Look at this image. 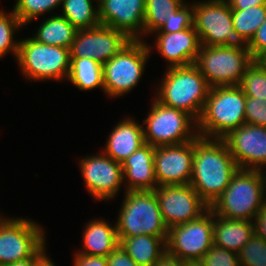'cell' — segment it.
I'll return each mask as SVG.
<instances>
[{"label":"cell","instance_id":"6da1fadb","mask_svg":"<svg viewBox=\"0 0 266 266\" xmlns=\"http://www.w3.org/2000/svg\"><path fill=\"white\" fill-rule=\"evenodd\" d=\"M238 169L223 139L198 136L194 140L190 185L209 206L225 191Z\"/></svg>","mask_w":266,"mask_h":266},{"label":"cell","instance_id":"7a4b0ae2","mask_svg":"<svg viewBox=\"0 0 266 266\" xmlns=\"http://www.w3.org/2000/svg\"><path fill=\"white\" fill-rule=\"evenodd\" d=\"M157 86L155 99L161 104L182 110L199 120L210 86L195 64L166 68Z\"/></svg>","mask_w":266,"mask_h":266},{"label":"cell","instance_id":"3957f363","mask_svg":"<svg viewBox=\"0 0 266 266\" xmlns=\"http://www.w3.org/2000/svg\"><path fill=\"white\" fill-rule=\"evenodd\" d=\"M246 96L236 86L210 87L202 114L197 121L198 136L224 138L246 123Z\"/></svg>","mask_w":266,"mask_h":266},{"label":"cell","instance_id":"277c9868","mask_svg":"<svg viewBox=\"0 0 266 266\" xmlns=\"http://www.w3.org/2000/svg\"><path fill=\"white\" fill-rule=\"evenodd\" d=\"M264 182L265 171L238 169L210 210L223 218L253 222L264 207Z\"/></svg>","mask_w":266,"mask_h":266},{"label":"cell","instance_id":"5b68a950","mask_svg":"<svg viewBox=\"0 0 266 266\" xmlns=\"http://www.w3.org/2000/svg\"><path fill=\"white\" fill-rule=\"evenodd\" d=\"M116 221L118 240L140 235L168 237L155 191H125Z\"/></svg>","mask_w":266,"mask_h":266},{"label":"cell","instance_id":"8992f818","mask_svg":"<svg viewBox=\"0 0 266 266\" xmlns=\"http://www.w3.org/2000/svg\"><path fill=\"white\" fill-rule=\"evenodd\" d=\"M255 59L246 44L200 46L195 65L210 87L239 85Z\"/></svg>","mask_w":266,"mask_h":266},{"label":"cell","instance_id":"52a82bcc","mask_svg":"<svg viewBox=\"0 0 266 266\" xmlns=\"http://www.w3.org/2000/svg\"><path fill=\"white\" fill-rule=\"evenodd\" d=\"M151 47L144 39L131 40L102 65L105 95L115 98L124 96L137 86L153 50Z\"/></svg>","mask_w":266,"mask_h":266},{"label":"cell","instance_id":"ba28073f","mask_svg":"<svg viewBox=\"0 0 266 266\" xmlns=\"http://www.w3.org/2000/svg\"><path fill=\"white\" fill-rule=\"evenodd\" d=\"M17 63L27 80L43 81L68 79L70 49L46 45L33 38L19 40Z\"/></svg>","mask_w":266,"mask_h":266},{"label":"cell","instance_id":"9c48e42d","mask_svg":"<svg viewBox=\"0 0 266 266\" xmlns=\"http://www.w3.org/2000/svg\"><path fill=\"white\" fill-rule=\"evenodd\" d=\"M152 103L147 118L143 120L145 143L153 147L176 145L198 137L197 121L191 115L167 107L155 98Z\"/></svg>","mask_w":266,"mask_h":266},{"label":"cell","instance_id":"30bf717a","mask_svg":"<svg viewBox=\"0 0 266 266\" xmlns=\"http://www.w3.org/2000/svg\"><path fill=\"white\" fill-rule=\"evenodd\" d=\"M44 233L32 219L0 215V266L32 257L46 243Z\"/></svg>","mask_w":266,"mask_h":266},{"label":"cell","instance_id":"8fae6325","mask_svg":"<svg viewBox=\"0 0 266 266\" xmlns=\"http://www.w3.org/2000/svg\"><path fill=\"white\" fill-rule=\"evenodd\" d=\"M193 26L203 46L237 45L232 10L226 0L193 2Z\"/></svg>","mask_w":266,"mask_h":266},{"label":"cell","instance_id":"7c38bea8","mask_svg":"<svg viewBox=\"0 0 266 266\" xmlns=\"http://www.w3.org/2000/svg\"><path fill=\"white\" fill-rule=\"evenodd\" d=\"M213 245V212L168 229L167 252L184 261H200Z\"/></svg>","mask_w":266,"mask_h":266},{"label":"cell","instance_id":"4fadbf2b","mask_svg":"<svg viewBox=\"0 0 266 266\" xmlns=\"http://www.w3.org/2000/svg\"><path fill=\"white\" fill-rule=\"evenodd\" d=\"M154 191L168 229L196 220L210 209L190 184L164 185Z\"/></svg>","mask_w":266,"mask_h":266},{"label":"cell","instance_id":"5bb4252c","mask_svg":"<svg viewBox=\"0 0 266 266\" xmlns=\"http://www.w3.org/2000/svg\"><path fill=\"white\" fill-rule=\"evenodd\" d=\"M130 41L125 33L102 24L78 29L70 48V58H88L103 65Z\"/></svg>","mask_w":266,"mask_h":266},{"label":"cell","instance_id":"9a60e30c","mask_svg":"<svg viewBox=\"0 0 266 266\" xmlns=\"http://www.w3.org/2000/svg\"><path fill=\"white\" fill-rule=\"evenodd\" d=\"M79 165L85 186L95 200H112L125 185L122 163L114 161L103 151L81 158Z\"/></svg>","mask_w":266,"mask_h":266},{"label":"cell","instance_id":"2e32d148","mask_svg":"<svg viewBox=\"0 0 266 266\" xmlns=\"http://www.w3.org/2000/svg\"><path fill=\"white\" fill-rule=\"evenodd\" d=\"M222 139L239 169L266 170V127L245 123Z\"/></svg>","mask_w":266,"mask_h":266},{"label":"cell","instance_id":"e0dca14e","mask_svg":"<svg viewBox=\"0 0 266 266\" xmlns=\"http://www.w3.org/2000/svg\"><path fill=\"white\" fill-rule=\"evenodd\" d=\"M194 156V140L155 147L154 173L158 187L190 184Z\"/></svg>","mask_w":266,"mask_h":266},{"label":"cell","instance_id":"ac0fdd59","mask_svg":"<svg viewBox=\"0 0 266 266\" xmlns=\"http://www.w3.org/2000/svg\"><path fill=\"white\" fill-rule=\"evenodd\" d=\"M102 25L125 33L131 40H143L145 0H98Z\"/></svg>","mask_w":266,"mask_h":266},{"label":"cell","instance_id":"d6986e66","mask_svg":"<svg viewBox=\"0 0 266 266\" xmlns=\"http://www.w3.org/2000/svg\"><path fill=\"white\" fill-rule=\"evenodd\" d=\"M156 34L155 47L168 61L167 68L195 64L200 49V41L194 26L173 33Z\"/></svg>","mask_w":266,"mask_h":266},{"label":"cell","instance_id":"ffe728a7","mask_svg":"<svg viewBox=\"0 0 266 266\" xmlns=\"http://www.w3.org/2000/svg\"><path fill=\"white\" fill-rule=\"evenodd\" d=\"M155 147L145 143L122 162L123 180L128 191H154L157 181L154 173Z\"/></svg>","mask_w":266,"mask_h":266},{"label":"cell","instance_id":"44dd1931","mask_svg":"<svg viewBox=\"0 0 266 266\" xmlns=\"http://www.w3.org/2000/svg\"><path fill=\"white\" fill-rule=\"evenodd\" d=\"M145 144L143 123L131 117L123 118L113 127L103 151L114 161L122 163Z\"/></svg>","mask_w":266,"mask_h":266},{"label":"cell","instance_id":"7402d4cb","mask_svg":"<svg viewBox=\"0 0 266 266\" xmlns=\"http://www.w3.org/2000/svg\"><path fill=\"white\" fill-rule=\"evenodd\" d=\"M254 235V223L213 213V245L238 253Z\"/></svg>","mask_w":266,"mask_h":266},{"label":"cell","instance_id":"603a6c76","mask_svg":"<svg viewBox=\"0 0 266 266\" xmlns=\"http://www.w3.org/2000/svg\"><path fill=\"white\" fill-rule=\"evenodd\" d=\"M83 231V248L77 253L107 257L119 245L116 224L105 219L90 220Z\"/></svg>","mask_w":266,"mask_h":266},{"label":"cell","instance_id":"cb8c5ba5","mask_svg":"<svg viewBox=\"0 0 266 266\" xmlns=\"http://www.w3.org/2000/svg\"><path fill=\"white\" fill-rule=\"evenodd\" d=\"M167 238L140 235L123 238L119 241L121 248L139 266H153L167 251Z\"/></svg>","mask_w":266,"mask_h":266},{"label":"cell","instance_id":"d4e9b609","mask_svg":"<svg viewBox=\"0 0 266 266\" xmlns=\"http://www.w3.org/2000/svg\"><path fill=\"white\" fill-rule=\"evenodd\" d=\"M77 29L61 14L49 15L43 20L34 36L35 41L46 44L71 48Z\"/></svg>","mask_w":266,"mask_h":266},{"label":"cell","instance_id":"484cf974","mask_svg":"<svg viewBox=\"0 0 266 266\" xmlns=\"http://www.w3.org/2000/svg\"><path fill=\"white\" fill-rule=\"evenodd\" d=\"M68 79L81 91L102 88L104 91L102 65L88 58H70Z\"/></svg>","mask_w":266,"mask_h":266},{"label":"cell","instance_id":"4316f807","mask_svg":"<svg viewBox=\"0 0 266 266\" xmlns=\"http://www.w3.org/2000/svg\"><path fill=\"white\" fill-rule=\"evenodd\" d=\"M95 0H62L63 17L78 29H89L100 25L98 4L93 5ZM98 3V0H96Z\"/></svg>","mask_w":266,"mask_h":266},{"label":"cell","instance_id":"83f0119b","mask_svg":"<svg viewBox=\"0 0 266 266\" xmlns=\"http://www.w3.org/2000/svg\"><path fill=\"white\" fill-rule=\"evenodd\" d=\"M266 19V5L232 10L233 28L237 39L247 44Z\"/></svg>","mask_w":266,"mask_h":266},{"label":"cell","instance_id":"f1b7e54d","mask_svg":"<svg viewBox=\"0 0 266 266\" xmlns=\"http://www.w3.org/2000/svg\"><path fill=\"white\" fill-rule=\"evenodd\" d=\"M186 0H145L143 37L158 31ZM151 33V34H150Z\"/></svg>","mask_w":266,"mask_h":266},{"label":"cell","instance_id":"f546056e","mask_svg":"<svg viewBox=\"0 0 266 266\" xmlns=\"http://www.w3.org/2000/svg\"><path fill=\"white\" fill-rule=\"evenodd\" d=\"M9 13L0 10V58L5 57L7 53H13L17 58L19 40H15L14 35L18 29L24 25L20 22L13 10Z\"/></svg>","mask_w":266,"mask_h":266},{"label":"cell","instance_id":"4dcf8cb0","mask_svg":"<svg viewBox=\"0 0 266 266\" xmlns=\"http://www.w3.org/2000/svg\"><path fill=\"white\" fill-rule=\"evenodd\" d=\"M61 3L62 0H17L13 6V11L25 26L39 18V16L51 13Z\"/></svg>","mask_w":266,"mask_h":266},{"label":"cell","instance_id":"1f68e13d","mask_svg":"<svg viewBox=\"0 0 266 266\" xmlns=\"http://www.w3.org/2000/svg\"><path fill=\"white\" fill-rule=\"evenodd\" d=\"M238 86L246 97L266 99V67L254 60L242 76Z\"/></svg>","mask_w":266,"mask_h":266},{"label":"cell","instance_id":"d6a6232c","mask_svg":"<svg viewBox=\"0 0 266 266\" xmlns=\"http://www.w3.org/2000/svg\"><path fill=\"white\" fill-rule=\"evenodd\" d=\"M237 255L240 266H266V241L254 233Z\"/></svg>","mask_w":266,"mask_h":266},{"label":"cell","instance_id":"836d02e7","mask_svg":"<svg viewBox=\"0 0 266 266\" xmlns=\"http://www.w3.org/2000/svg\"><path fill=\"white\" fill-rule=\"evenodd\" d=\"M193 26V2L183 3L165 23L154 33H173Z\"/></svg>","mask_w":266,"mask_h":266},{"label":"cell","instance_id":"e575fe53","mask_svg":"<svg viewBox=\"0 0 266 266\" xmlns=\"http://www.w3.org/2000/svg\"><path fill=\"white\" fill-rule=\"evenodd\" d=\"M204 266H240L237 253L212 245L200 260Z\"/></svg>","mask_w":266,"mask_h":266},{"label":"cell","instance_id":"d590c367","mask_svg":"<svg viewBox=\"0 0 266 266\" xmlns=\"http://www.w3.org/2000/svg\"><path fill=\"white\" fill-rule=\"evenodd\" d=\"M245 119L246 124L266 127V99L246 97Z\"/></svg>","mask_w":266,"mask_h":266},{"label":"cell","instance_id":"8d00e7d4","mask_svg":"<svg viewBox=\"0 0 266 266\" xmlns=\"http://www.w3.org/2000/svg\"><path fill=\"white\" fill-rule=\"evenodd\" d=\"M246 45L254 59L266 49V19Z\"/></svg>","mask_w":266,"mask_h":266},{"label":"cell","instance_id":"74e56055","mask_svg":"<svg viewBox=\"0 0 266 266\" xmlns=\"http://www.w3.org/2000/svg\"><path fill=\"white\" fill-rule=\"evenodd\" d=\"M108 266H139L136 262L118 245L107 257Z\"/></svg>","mask_w":266,"mask_h":266},{"label":"cell","instance_id":"f35d334b","mask_svg":"<svg viewBox=\"0 0 266 266\" xmlns=\"http://www.w3.org/2000/svg\"><path fill=\"white\" fill-rule=\"evenodd\" d=\"M74 266H108L106 257L75 253Z\"/></svg>","mask_w":266,"mask_h":266},{"label":"cell","instance_id":"ab89813d","mask_svg":"<svg viewBox=\"0 0 266 266\" xmlns=\"http://www.w3.org/2000/svg\"><path fill=\"white\" fill-rule=\"evenodd\" d=\"M253 223L254 233L266 241V207L256 215Z\"/></svg>","mask_w":266,"mask_h":266},{"label":"cell","instance_id":"60d3db41","mask_svg":"<svg viewBox=\"0 0 266 266\" xmlns=\"http://www.w3.org/2000/svg\"><path fill=\"white\" fill-rule=\"evenodd\" d=\"M231 10H243L250 6L266 5V0H226Z\"/></svg>","mask_w":266,"mask_h":266},{"label":"cell","instance_id":"b9f144b4","mask_svg":"<svg viewBox=\"0 0 266 266\" xmlns=\"http://www.w3.org/2000/svg\"><path fill=\"white\" fill-rule=\"evenodd\" d=\"M45 245L46 244H44L32 257L6 266H37V262L46 254Z\"/></svg>","mask_w":266,"mask_h":266},{"label":"cell","instance_id":"7bdbcfd3","mask_svg":"<svg viewBox=\"0 0 266 266\" xmlns=\"http://www.w3.org/2000/svg\"><path fill=\"white\" fill-rule=\"evenodd\" d=\"M153 266H185V261L166 251Z\"/></svg>","mask_w":266,"mask_h":266},{"label":"cell","instance_id":"ee69618b","mask_svg":"<svg viewBox=\"0 0 266 266\" xmlns=\"http://www.w3.org/2000/svg\"><path fill=\"white\" fill-rule=\"evenodd\" d=\"M45 254L38 262L37 266H56V264Z\"/></svg>","mask_w":266,"mask_h":266},{"label":"cell","instance_id":"f6af8a7d","mask_svg":"<svg viewBox=\"0 0 266 266\" xmlns=\"http://www.w3.org/2000/svg\"><path fill=\"white\" fill-rule=\"evenodd\" d=\"M255 60L261 66L266 67V49Z\"/></svg>","mask_w":266,"mask_h":266},{"label":"cell","instance_id":"bcb514c9","mask_svg":"<svg viewBox=\"0 0 266 266\" xmlns=\"http://www.w3.org/2000/svg\"><path fill=\"white\" fill-rule=\"evenodd\" d=\"M185 266H204L201 261H185Z\"/></svg>","mask_w":266,"mask_h":266},{"label":"cell","instance_id":"7dc6e473","mask_svg":"<svg viewBox=\"0 0 266 266\" xmlns=\"http://www.w3.org/2000/svg\"><path fill=\"white\" fill-rule=\"evenodd\" d=\"M264 207H266V171H265V182H264Z\"/></svg>","mask_w":266,"mask_h":266}]
</instances>
